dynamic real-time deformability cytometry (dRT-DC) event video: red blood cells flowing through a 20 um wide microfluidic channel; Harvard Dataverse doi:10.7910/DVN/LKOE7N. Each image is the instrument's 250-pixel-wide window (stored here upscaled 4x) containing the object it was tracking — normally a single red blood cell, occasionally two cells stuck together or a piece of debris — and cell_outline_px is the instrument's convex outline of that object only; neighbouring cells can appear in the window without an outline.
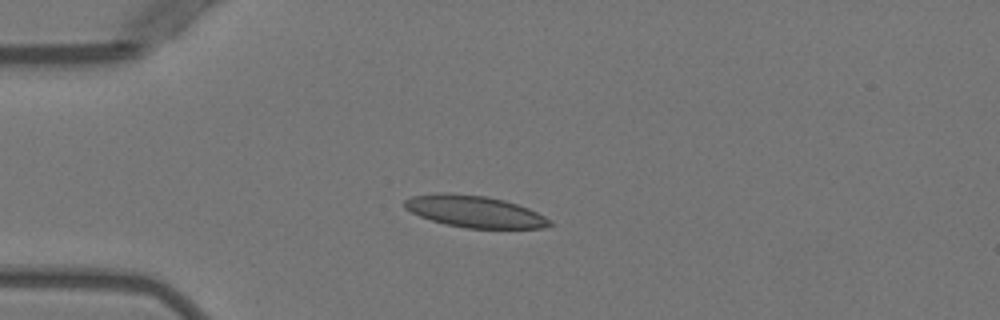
{"species": "Egyptian fruit bat (a non-hibernating species)", "species_latin": "Rousettus aegyptiacus", "temperature_condition": "warm", "stored_images_in_passage": 5, "camera_frame_rate_fps": 3000, "um_per_image_px": 0.085, "animal": {"sex": "female"}, "frame": {"image": 1, "passage_image": 3, "time_ms": 2.333, "image_size_px": [1000, 320], "cell_outline_px": [[556, 224], [544, 228], [464, 228], [444, 224], [420, 216], [404, 208], [404, 200], [412, 196], [436, 192], [452, 192], [484, 196], [504, 200], [528, 208], [552, 220]], "centroid_in_image_um": [40.34, 17.97], "position_along_channel_um": 44.7, "area_um2": 27.05}}
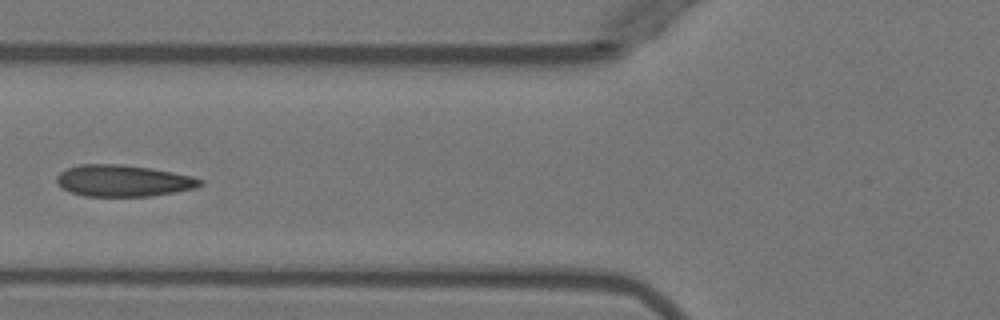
{"frame": {"image": 2, "passage_image": 5, "time_ms": 4.667, "image_size_px": [1000, 320], "cell_outline_px": [[204, 184], [196, 188], [152, 196], [84, 196], [72, 192], [64, 188], [56, 180], [56, 176], [60, 172], [68, 168], [80, 164], [120, 164], [152, 168], [192, 176], [204, 180]], "centroid_in_image_um": [10.52, 15.36], "position_along_channel_um": 115.3, "area_um2": 26.36}}